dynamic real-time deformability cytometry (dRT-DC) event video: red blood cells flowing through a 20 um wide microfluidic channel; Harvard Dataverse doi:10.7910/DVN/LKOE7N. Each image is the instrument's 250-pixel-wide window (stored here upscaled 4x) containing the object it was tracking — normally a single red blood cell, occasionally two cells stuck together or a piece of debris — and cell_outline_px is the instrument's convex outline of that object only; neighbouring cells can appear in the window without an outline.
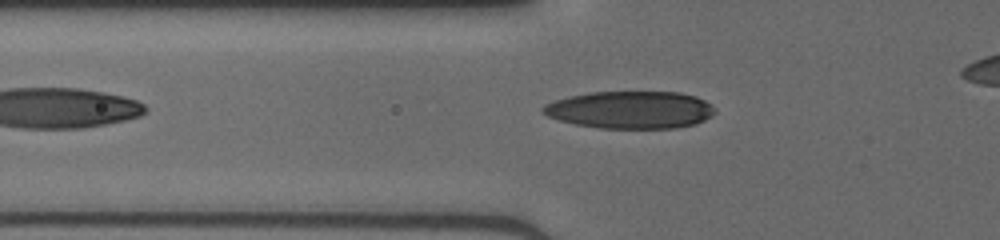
{"species": "human", "species_latin": "Homo sapiens", "temperature_condition": "cold", "stored_images_in_passage": 30, "camera_frame_rate_fps": 3000, "um_per_image_px": 0.085, "donor": {"sex": "male"}, "frame": {"image": 1, "passage_image": 2, "time_ms": 0.333, "image_size_px": [1000, 240], "cell_outline_px": [[716, 112], [712, 116], [696, 124], [672, 128], [600, 128], [576, 124], [560, 120], [548, 116], [540, 108], [544, 104], [556, 100], [588, 92], [680, 92], [696, 96], [704, 100]], "centroid_in_image_um": [53.59, 9.33], "position_along_channel_um": 72.2, "area_um2": 37.28}}
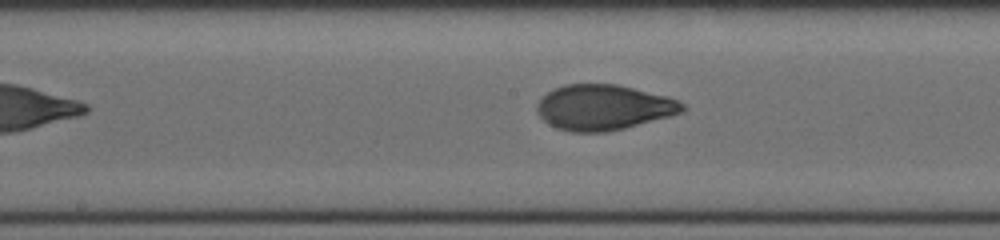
{"frame": {"image": 2, "passage_image": 11, "time_ms": 3.333, "image_size_px": [1000, 240], "cell_outline_px": [[684, 108], [680, 112], [668, 116], [624, 128], [604, 132], [572, 132], [556, 128], [548, 124], [536, 112], [536, 108], [540, 100], [548, 92], [564, 84], [616, 84], [668, 96], [684, 104]], "centroid_in_image_um": [51.26, 9.12], "position_along_channel_um": 196.9, "area_um2": 38.03}}
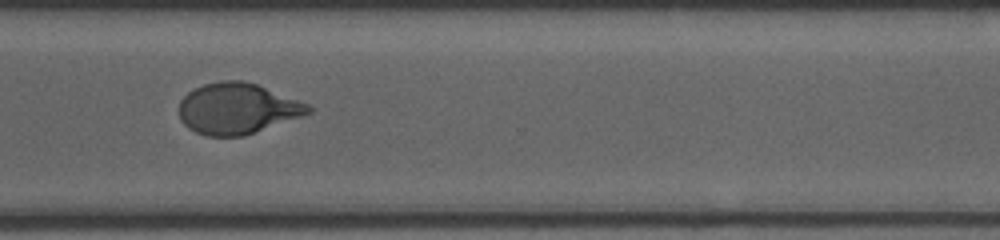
{"frame": {"image": 3, "passage_image": 22, "time_ms": 7.0, "image_size_px": [1000, 240], "cell_outline_px": [[312, 112], [244, 136], [204, 136], [188, 128], [180, 120], [180, 100], [188, 92], [204, 84], [220, 80], [244, 80], [256, 84], [308, 104], [312, 108]], "centroid_in_image_um": [20.14, 9.23], "position_along_channel_um": 350.5, "area_um2": 38.09}}